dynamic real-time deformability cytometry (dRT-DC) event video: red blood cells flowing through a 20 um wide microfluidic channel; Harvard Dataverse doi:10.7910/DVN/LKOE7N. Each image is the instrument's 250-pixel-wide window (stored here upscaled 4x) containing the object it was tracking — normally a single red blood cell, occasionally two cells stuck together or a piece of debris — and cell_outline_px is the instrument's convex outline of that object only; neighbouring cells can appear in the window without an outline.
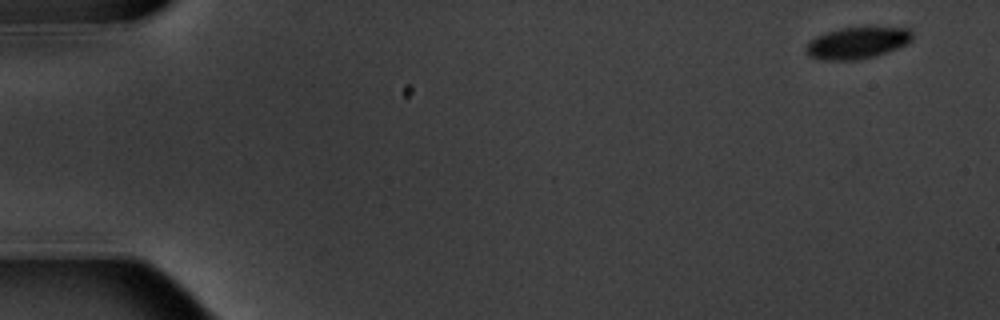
{"species": "common noctule bat (a hibernating species)", "species_latin": "Nyctalus noctula", "temperature_condition": "warm", "stored_images_in_passage": 6, "segment_of_instrument_passage": [1, 2], "camera_frame_rate_fps": 3000, "um_per_image_px": 0.085, "animal": {"sex": "male", "body_mass_g": 20.1, "forearm_length_mm": 53.5}, "frame": {"image": 1, "passage_image": 1, "time_ms": 0.0, "image_size_px": [1000, 320], "cell_outline_px": [[912, 40], [896, 48], [872, 56], [856, 60], [824, 60], [808, 56], [804, 48], [816, 36], [840, 28], [908, 28], [912, 32]], "centroid_in_image_um": [72.82, 3.65], "position_along_channel_um": 12.2, "area_um2": 19.07}}
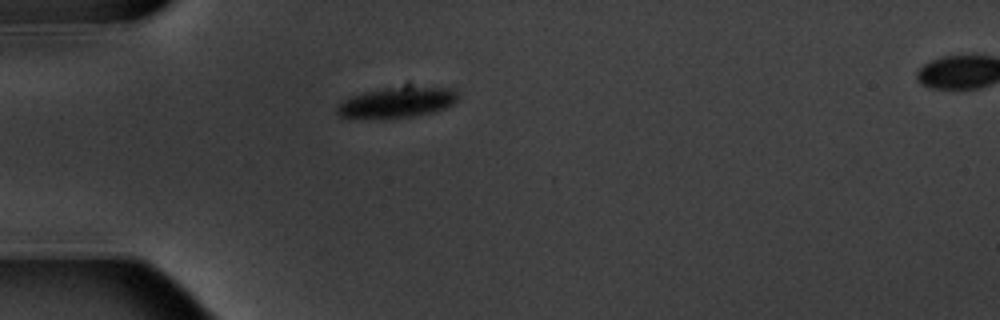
{"frame": {"image": 2, "passage_image": 5, "time_ms": 4.667, "image_size_px": [1000, 320], "cell_outline_px": [[460, 96], [456, 104], [432, 112], [412, 116], [340, 116], [336, 112], [336, 108], [344, 100], [352, 96], [364, 92], [404, 80], [408, 80], [452, 88]], "centroid_in_image_um": [33.94, 8.53], "position_along_channel_um": 51.1, "area_um2": 22.72}}